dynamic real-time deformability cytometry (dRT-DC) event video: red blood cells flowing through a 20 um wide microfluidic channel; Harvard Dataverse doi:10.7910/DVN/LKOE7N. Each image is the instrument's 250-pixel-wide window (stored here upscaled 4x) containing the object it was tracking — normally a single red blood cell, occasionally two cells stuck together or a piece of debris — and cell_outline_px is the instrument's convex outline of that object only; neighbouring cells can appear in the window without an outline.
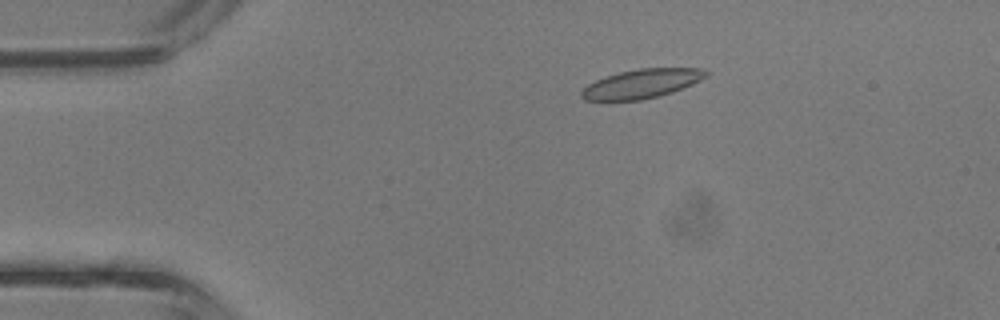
{"species": "common noctule bat (a hibernating species)", "species_latin": "Nyctalus noctula", "temperature_condition": "room temperature", "stored_images_in_passage": 43, "camera_frame_rate_fps": 3000, "um_per_image_px": 0.085, "animal": {"sex": "male", "body_mass_g": 13.3}, "frame": {"image": 1, "passage_image": 8, "time_ms": 2.333, "image_size_px": [1000, 320], "cell_outline_px": [[708, 76], [692, 84], [672, 92], [640, 100], [584, 100], [580, 96], [580, 92], [588, 84], [596, 80], [620, 72], [640, 68], [704, 68], [708, 72]], "centroid_in_image_um": [54.56, 7.11], "position_along_channel_um": 30.4, "area_um2": 20.87}}
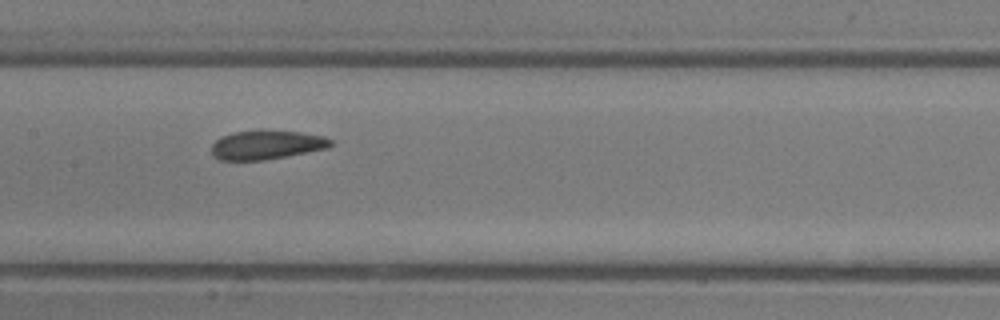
{"frame": {"image": 2, "passage_image": 21, "time_ms": 6.667, "image_size_px": [1000, 320], "cell_outline_px": [[332, 144], [328, 148], [264, 160], [220, 160], [212, 156], [212, 144], [220, 136], [232, 132], [260, 128], [300, 132], [324, 136], [332, 140]], "centroid_in_image_um": [22.62, 12.28], "position_along_channel_um": 184.8, "area_um2": 20.63}}
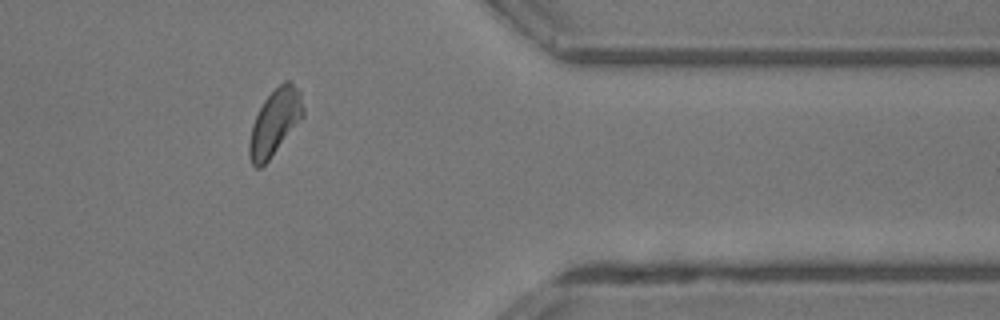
{"frame": {"image": 3, "passage_image": 35, "time_ms": 11.333, "image_size_px": [1000, 320], "cell_outline_px": [[304, 116], [268, 160], [260, 168], [256, 168], [252, 164], [248, 152], [248, 144], [252, 124], [264, 100], [284, 80], [288, 80], [300, 92], [304, 108]], "centroid_in_image_um": [23.35, 10.4], "position_along_channel_um": 388.0, "area_um2": 20.35}, "authors_computed_cell_mechanics": {"area_um2": 20.6924, "velocity_mm_per_s": 4.782, "shape_relaxation_time_tau1_ms": 3.6661, "shape_relaxation_time_tau2_ms": 3.2632, "deformation_change_tau1": 0.0942, "deformation_change_tau2": 0.1014}}